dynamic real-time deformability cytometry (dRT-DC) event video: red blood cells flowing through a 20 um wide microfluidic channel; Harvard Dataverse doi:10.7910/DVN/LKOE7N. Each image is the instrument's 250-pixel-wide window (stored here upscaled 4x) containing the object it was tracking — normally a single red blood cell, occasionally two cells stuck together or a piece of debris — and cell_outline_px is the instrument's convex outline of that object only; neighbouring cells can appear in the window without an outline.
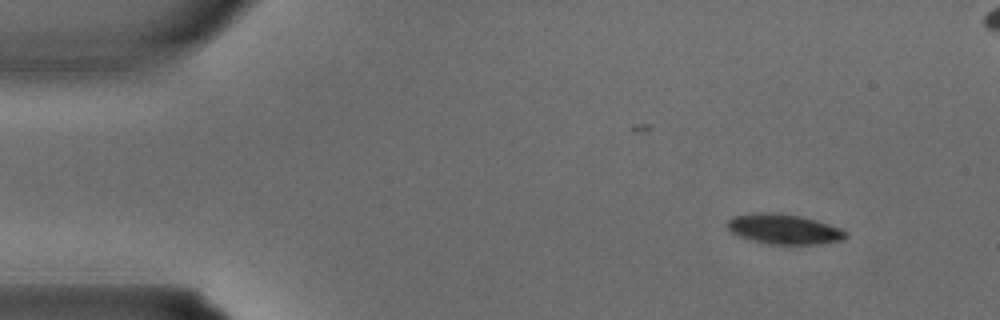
{"species": "common noctule bat (a hibernating species)", "species_latin": "Nyctalus noctula", "temperature_condition": "warm", "stored_images_in_passage": 4, "camera_frame_rate_fps": 3000, "um_per_image_px": 0.085, "animal": {"sex": "male", "body_mass_g": 15.6}, "frame": {"image": 1, "passage_image": 1, "time_ms": 0.0, "image_size_px": [1000, 320], "cell_outline_px": [[848, 236], [840, 240], [820, 244], [772, 244], [752, 240], [740, 236], [732, 232], [728, 228], [728, 220], [732, 216], [752, 212], [776, 212], [800, 216], [816, 220], [840, 228], [848, 232]], "centroid_in_image_um": [66.63, 19.46], "position_along_channel_um": 18.4, "area_um2": 20.69}}